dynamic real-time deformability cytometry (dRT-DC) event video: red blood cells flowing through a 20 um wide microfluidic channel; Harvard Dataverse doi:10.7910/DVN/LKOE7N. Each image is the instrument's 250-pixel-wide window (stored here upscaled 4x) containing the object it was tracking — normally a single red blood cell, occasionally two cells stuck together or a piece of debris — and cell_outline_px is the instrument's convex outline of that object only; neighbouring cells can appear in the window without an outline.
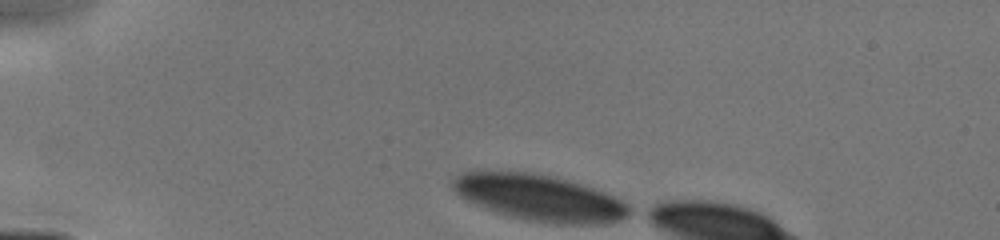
{"species": "human", "species_latin": "Homo sapiens", "temperature_condition": "cold", "stored_images_in_passage": 5, "camera_frame_rate_fps": 3000, "um_per_image_px": 0.085, "donor": {"sex": "male"}, "frame": {"image": 1, "passage_image": 1, "time_ms": 0.0, "image_size_px": [1000, 240], "cell_outline_px": [[636, 212], [620, 220], [608, 224], [552, 224], [524, 220], [496, 212], [484, 208], [460, 196], [452, 188], [452, 180], [460, 172], [476, 168], [532, 172], [580, 184], [592, 188], [612, 196], [628, 204]], "centroid_in_image_um": [45.8, 16.79], "position_along_channel_um": 39.2, "area_um2": 48.44}}